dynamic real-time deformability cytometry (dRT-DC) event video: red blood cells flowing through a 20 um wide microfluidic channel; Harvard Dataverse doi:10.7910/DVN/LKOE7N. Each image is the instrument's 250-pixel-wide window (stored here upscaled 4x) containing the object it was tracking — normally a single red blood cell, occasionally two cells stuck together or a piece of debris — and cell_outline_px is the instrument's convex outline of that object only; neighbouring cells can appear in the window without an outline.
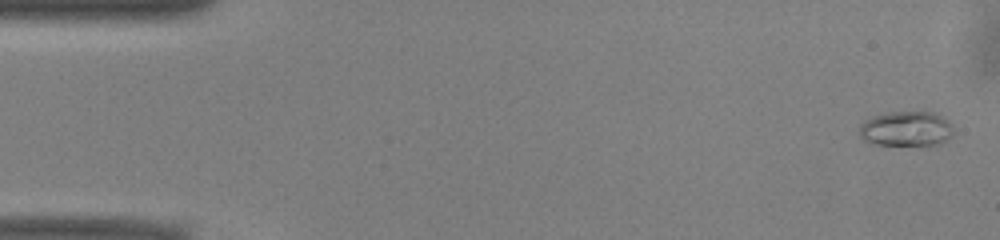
{"species": "common noctule bat (a hibernating species)", "species_latin": "Nyctalus noctula", "temperature_condition": "warm", "stored_images_in_passage": 52, "camera_frame_rate_fps": 3000, "um_per_image_px": 0.085, "animal": {"sex": "male", "body_mass_g": 13.0, "forearm_length_mm": 53.1}, "frame": {"image": 1, "passage_image": 2, "time_ms": 0.333, "image_size_px": [1000, 240], "cell_outline_px": [[952, 136], [940, 144], [876, 144], [864, 140], [860, 136], [860, 124], [864, 120], [872, 116], [892, 112], [932, 112], [940, 116], [948, 124], [952, 132]], "centroid_in_image_um": [76.97, 10.94], "position_along_channel_um": 8.0, "area_um2": 18.61}}
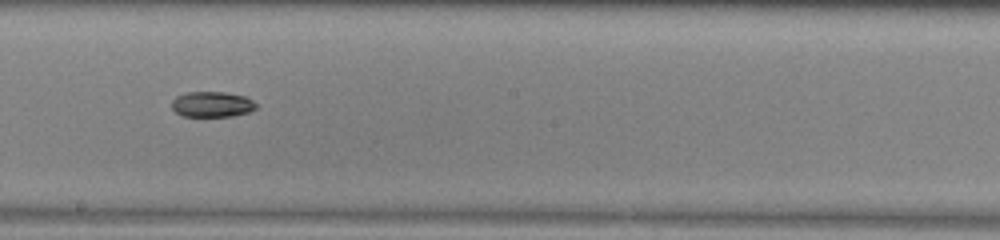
{"frame": {"image": 2, "passage_image": 29, "time_ms": 9.333, "image_size_px": [1000, 240], "cell_outline_px": [[256, 108], [248, 112], [232, 116], [184, 116], [176, 112], [172, 108], [172, 100], [176, 96], [184, 92], [224, 92], [244, 96], [252, 100], [256, 104]], "centroid_in_image_um": [18.0, 8.86], "position_along_channel_um": 230.2, "area_um2": 12.48}}
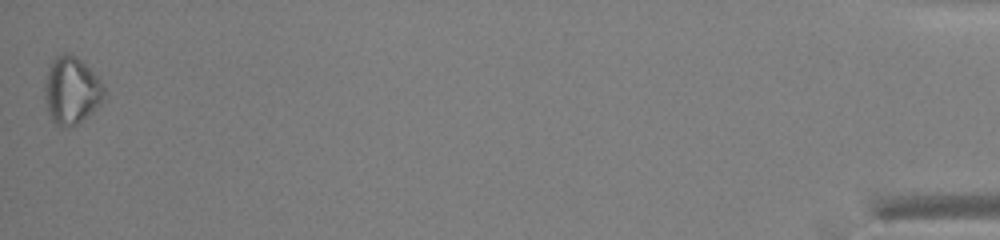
{"frame": {"image": 3, "passage_image": 52, "time_ms": 17.0, "image_size_px": [1000, 240], "cell_outline_px": [[108, 92], [104, 100], [92, 112], [76, 124], [64, 128], [60, 128], [52, 124], [48, 112], [44, 96], [44, 84], [48, 68], [52, 60], [56, 56], [64, 52], [68, 52], [76, 56], [104, 84]], "centroid_in_image_um": [6.07, 7.71], "position_along_channel_um": 429.1, "area_um2": 23.76}, "authors_computed_cell_mechanics": {"area_um2": 14.5078, "velocity_mm_per_s": 3.936, "shape_relaxation_time_tau1_ms": 4.9664, "shape_relaxation_time_tau2_ms": null, "deformation_change_tau1": 0.1125, "deformation_change_tau2": null}}